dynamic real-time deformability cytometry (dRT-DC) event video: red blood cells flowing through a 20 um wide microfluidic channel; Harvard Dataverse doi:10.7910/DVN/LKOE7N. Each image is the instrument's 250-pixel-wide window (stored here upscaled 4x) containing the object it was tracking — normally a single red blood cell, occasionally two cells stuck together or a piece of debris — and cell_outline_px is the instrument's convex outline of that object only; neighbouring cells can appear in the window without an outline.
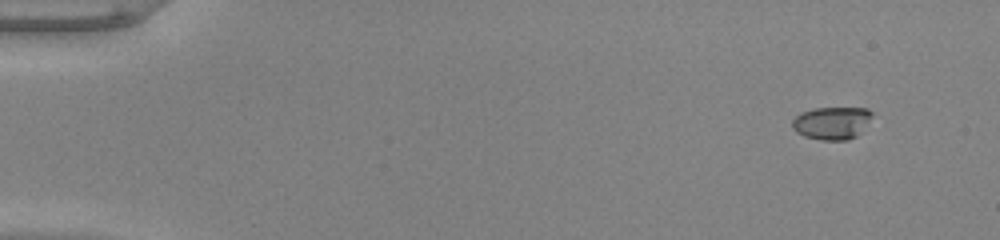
{"species": "common noctule bat (a hibernating species)", "species_latin": "Nyctalus noctula", "temperature_condition": "warm", "stored_images_in_passage": 50, "camera_frame_rate_fps": 3000, "um_per_image_px": 0.085, "animal": {"sex": "male", "body_mass_g": 20.0, "forearm_length_mm": 53.3}, "frame": {"image": 1, "passage_image": 1, "time_ms": 0.0, "image_size_px": [1000, 240], "cell_outline_px": [[872, 116], [860, 132], [856, 136], [848, 140], [820, 140], [804, 136], [796, 132], [792, 128], [792, 120], [800, 112], [816, 108], [868, 108], [872, 112]], "centroid_in_image_um": [70.68, 10.45], "position_along_channel_um": 14.3, "area_um2": 15.2}}
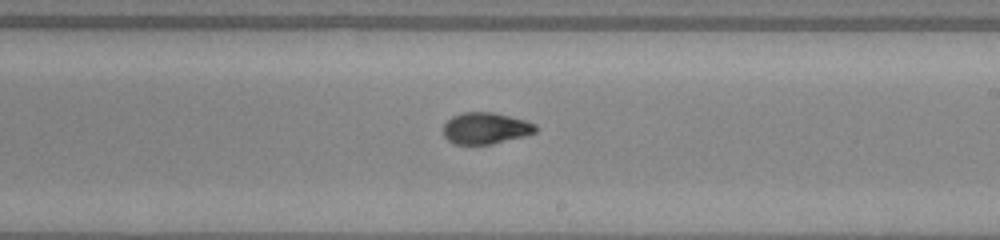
{"frame": {"image": 2, "passage_image": 29, "time_ms": 9.333, "image_size_px": [1000, 240], "cell_outline_px": [[536, 132], [524, 136], [492, 144], [456, 144], [448, 140], [444, 136], [444, 124], [452, 116], [464, 112], [492, 112], [524, 120], [536, 124]], "centroid_in_image_um": [41.27, 10.9], "position_along_channel_um": 247.7, "area_um2": 16.76}}
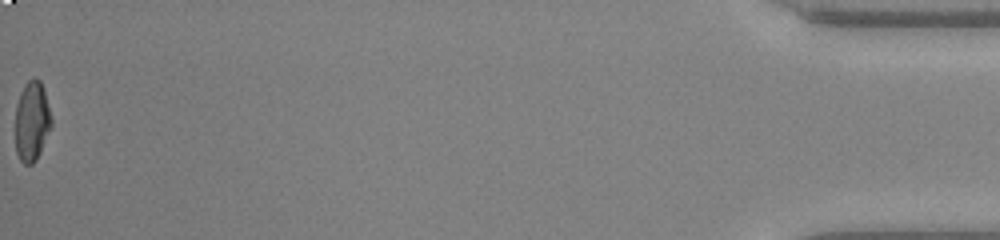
{"frame": {"image": 3, "passage_image": 50, "time_ms": 16.333, "image_size_px": [1000, 240], "cell_outline_px": [[52, 124], [40, 152], [36, 160], [32, 164], [24, 164], [20, 160], [16, 152], [16, 104], [20, 92], [24, 84], [32, 76], [36, 76], [40, 80], [44, 92], [52, 120]], "centroid_in_image_um": [2.7, 10.28], "position_along_channel_um": 432.5, "area_um2": 16.76}, "authors_computed_cell_mechanics": {"area_um2": 16.8198, "velocity_mm_per_s": 3.9892, "shape_relaxation_time_tau1_ms": 8.3675, "shape_relaxation_time_tau2_ms": 1.6972, "deformation_change_tau1": 0.3013, "deformation_change_tau2": 0.0698}}